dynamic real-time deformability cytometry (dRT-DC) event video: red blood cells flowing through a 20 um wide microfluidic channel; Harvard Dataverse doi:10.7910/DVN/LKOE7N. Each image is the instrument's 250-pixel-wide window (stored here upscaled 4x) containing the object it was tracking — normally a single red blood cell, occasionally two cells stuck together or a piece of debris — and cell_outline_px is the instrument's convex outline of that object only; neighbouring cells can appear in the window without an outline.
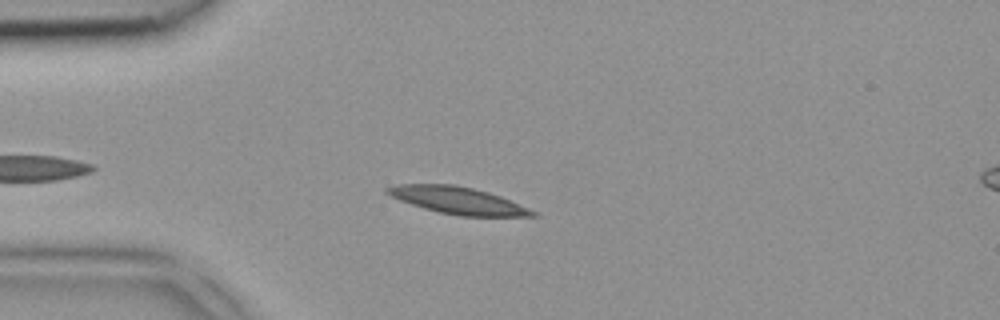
{"species": "common noctule bat (a hibernating species)", "species_latin": "Nyctalus noctula", "temperature_condition": "room temperature", "stored_images_in_passage": 5, "camera_frame_rate_fps": 3000, "um_per_image_px": 0.085, "animal": {"sex": "female", "body_mass_g": 18.4}, "frame": {"image": 1, "passage_image": 4, "time_ms": 1.0, "image_size_px": [1000, 320], "cell_outline_px": [[540, 216], [460, 216], [440, 212], [424, 208], [400, 200], [384, 192], [384, 188], [396, 184], [456, 184], [488, 192], [500, 196], [528, 208], [536, 212]], "centroid_in_image_um": [38.9, 17.03], "position_along_channel_um": 46.1, "area_um2": 22.72}}